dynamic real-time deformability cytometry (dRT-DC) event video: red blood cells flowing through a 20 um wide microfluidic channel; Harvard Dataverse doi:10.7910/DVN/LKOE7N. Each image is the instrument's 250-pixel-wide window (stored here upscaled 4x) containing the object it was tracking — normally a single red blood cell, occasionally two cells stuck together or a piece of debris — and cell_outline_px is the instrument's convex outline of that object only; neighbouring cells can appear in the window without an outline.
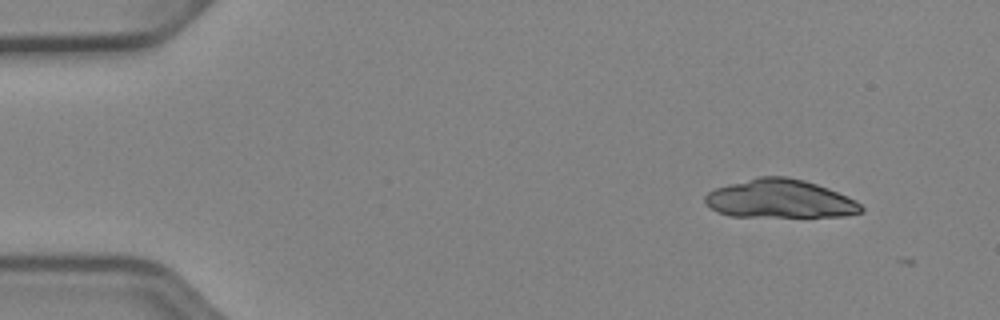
{"species": "Egyptian fruit bat (a non-hibernating species)", "species_latin": "Rousettus aegyptiacus", "temperature_condition": "cold", "stored_images_in_passage": 9, "camera_frame_rate_fps": 3000, "um_per_image_px": 0.085, "animal": {"sex": "female"}, "frame": {"image": 1, "passage_image": 1, "time_ms": 0.0, "image_size_px": [1000, 320], "cell_outline_px": [[864, 212], [844, 216], [728, 216], [712, 208], [704, 200], [704, 196], [708, 192], [716, 188], [728, 184], [760, 176], [788, 176], [804, 180], [828, 188], [848, 196], [856, 200], [864, 208]], "centroid_in_image_um": [66.32, 16.9], "position_along_channel_um": 18.7, "area_um2": 34.85}}